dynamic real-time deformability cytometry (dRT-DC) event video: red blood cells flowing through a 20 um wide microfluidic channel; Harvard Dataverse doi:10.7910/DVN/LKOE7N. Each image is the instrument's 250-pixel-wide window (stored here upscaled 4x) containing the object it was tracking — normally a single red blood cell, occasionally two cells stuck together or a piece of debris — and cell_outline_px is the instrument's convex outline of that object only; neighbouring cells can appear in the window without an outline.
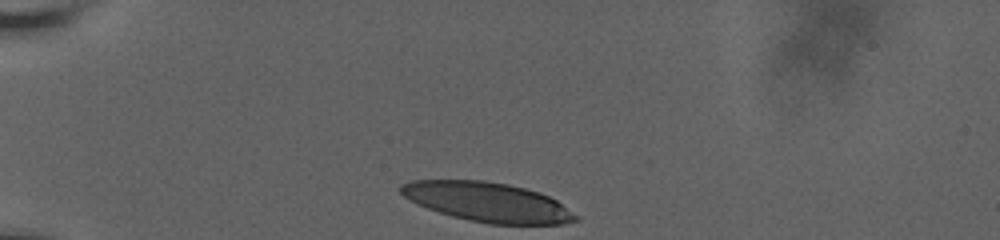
{"species": "human", "species_latin": "Homo sapiens", "temperature_condition": "room temperature", "stored_images_in_passage": 35, "camera_frame_rate_fps": 3000, "um_per_image_px": 0.085, "donor": {"sex": "male"}, "frame": {"image": 1, "passage_image": 1, "time_ms": 0.0, "image_size_px": [1000, 240], "cell_outline_px": [[580, 220], [564, 224], [488, 224], [468, 220], [452, 216], [428, 208], [408, 200], [400, 192], [400, 184], [412, 180], [484, 180], [508, 184], [524, 188], [548, 196], [556, 200], [580, 216]], "centroid_in_image_um": [41.46, 17.18], "position_along_channel_um": 43.5, "area_um2": 40.23}}
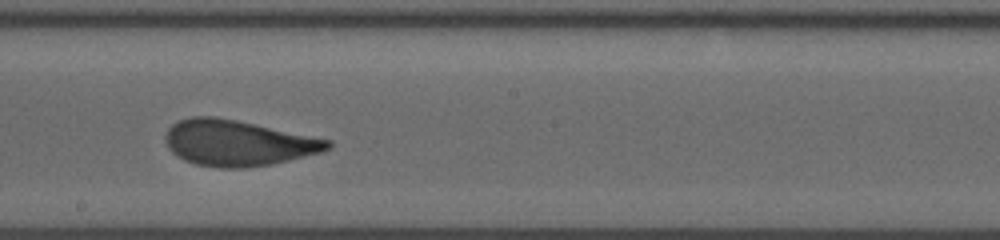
{"frame": {"image": 2, "passage_image": 20, "time_ms": 6.333, "image_size_px": [1000, 240], "cell_outline_px": [[332, 148], [320, 152], [272, 164], [248, 168], [216, 168], [196, 164], [184, 160], [172, 152], [168, 148], [164, 140], [164, 136], [168, 128], [172, 124], [180, 120], [192, 116], [216, 116], [236, 120], [332, 140]], "centroid_in_image_um": [20.19, 12.15], "position_along_channel_um": 228.0, "area_um2": 43.41}}
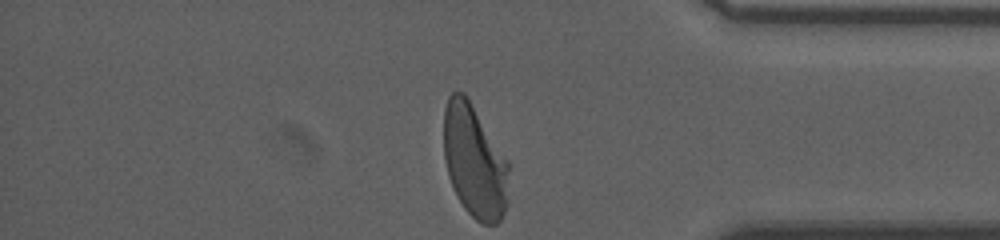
{"frame": {"image": 3, "passage_image": 35, "time_ms": 11.333, "image_size_px": [1000, 240], "cell_outline_px": [[508, 204], [500, 220], [496, 224], [484, 224], [476, 220], [464, 208], [456, 196], [452, 188], [448, 176], [444, 160], [444, 108], [448, 96], [456, 88], [464, 92], [508, 160]], "centroid_in_image_um": [40.31, 13.71], "position_along_channel_um": 394.9, "area_um2": 43.29}, "authors_computed_cell_mechanics": {"area_um2": 43.0032, "velocity_mm_per_s": 3.6499, "shape_relaxation_time_tau1_ms": 4.5935, "shape_relaxation_time_tau2_ms": 1.0021, "deformation_change_tau1": 0.2213, "deformation_change_tau2": 0.081}}